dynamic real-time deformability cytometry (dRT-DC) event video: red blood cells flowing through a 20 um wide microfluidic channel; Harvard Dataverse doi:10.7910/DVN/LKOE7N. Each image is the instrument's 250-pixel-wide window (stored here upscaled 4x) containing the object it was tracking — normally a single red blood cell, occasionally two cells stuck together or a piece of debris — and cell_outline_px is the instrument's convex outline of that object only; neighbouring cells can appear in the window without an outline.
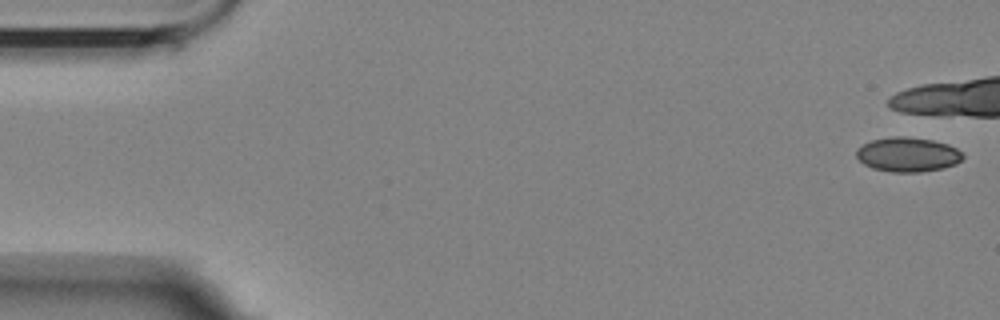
{"species": "Egyptian fruit bat (a non-hibernating species)", "species_latin": "Rousettus aegyptiacus", "temperature_condition": "room temperature", "stored_images_in_passage": 2, "camera_frame_rate_fps": 3000, "um_per_image_px": 0.085, "animal": {"sex": "female"}, "frame": {"image": 1, "passage_image": 1, "time_ms": 0.0, "image_size_px": [1000, 320], "cell_outline_px": [[964, 156], [956, 164], [944, 168], [920, 172], [892, 172], [872, 168], [864, 164], [856, 156], [856, 148], [872, 140], [896, 136], [904, 136], [932, 140], [948, 144], [956, 148]], "centroid_in_image_um": [77.15, 13.14], "position_along_channel_um": 7.8, "area_um2": 21.33}}